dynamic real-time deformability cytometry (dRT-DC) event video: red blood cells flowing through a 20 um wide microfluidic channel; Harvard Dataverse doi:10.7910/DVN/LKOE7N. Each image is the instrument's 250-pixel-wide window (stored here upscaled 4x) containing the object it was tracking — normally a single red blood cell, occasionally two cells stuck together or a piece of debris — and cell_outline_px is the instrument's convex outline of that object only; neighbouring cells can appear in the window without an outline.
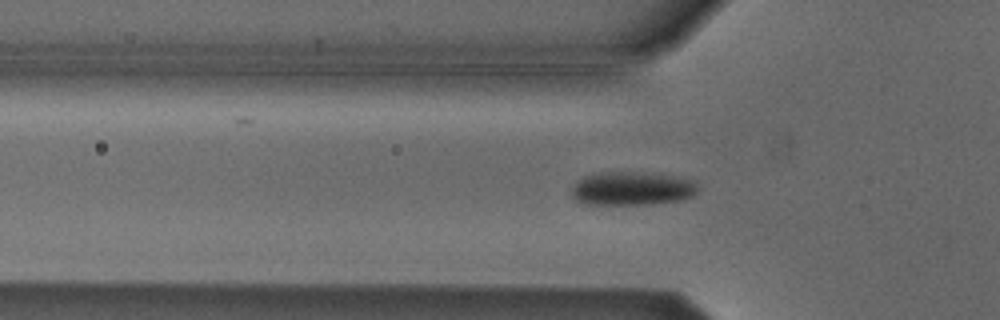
{"species": "Egyptian fruit bat (a non-hibernating species)", "species_latin": "Rousettus aegyptiacus", "temperature_condition": "cold", "stored_images_in_passage": 46, "camera_frame_rate_fps": 3000, "um_per_image_px": 0.085, "animal": {"sex": "male"}, "frame": {"image": 1, "passage_image": 16, "time_ms": 5.0, "image_size_px": [1000, 320], "cell_outline_px": [[700, 188], [692, 196], [680, 200], [652, 204], [584, 204], [576, 200], [572, 196], [572, 188], [584, 176], [600, 172], [632, 172], [676, 176], [696, 180]], "centroid_in_image_um": [53.77, 16.02], "position_along_channel_um": 72.0, "area_um2": 24.74}}
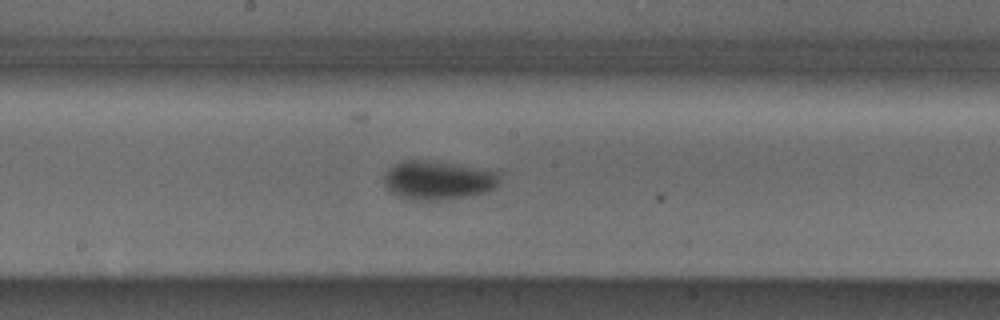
{"frame": {"image": 2, "passage_image": 27, "time_ms": 8.667, "image_size_px": [1000, 320], "cell_outline_px": [[500, 184], [488, 192], [464, 196], [436, 200], [412, 200], [396, 196], [388, 188], [384, 180], [384, 176], [388, 168], [404, 160], [432, 160], [496, 172], [500, 176]], "centroid_in_image_um": [37.21, 15.32], "position_along_channel_um": 211.0, "area_um2": 25.89}}
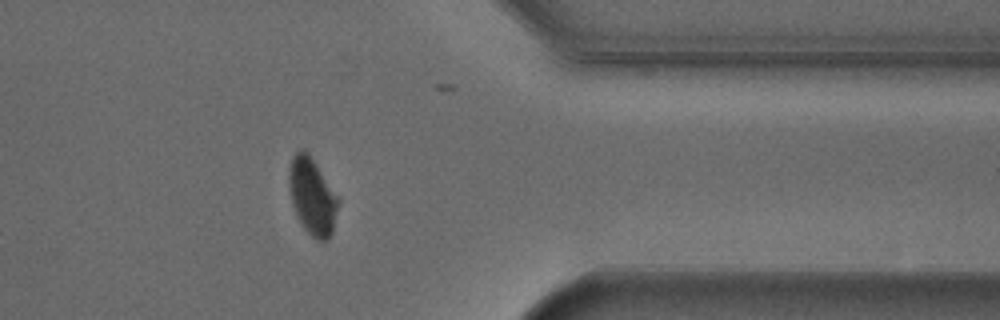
{"frame": {"image": 3, "passage_image": 42, "time_ms": 13.667, "image_size_px": [1000, 320], "cell_outline_px": [[340, 200], [332, 232], [328, 240], [316, 240], [304, 228], [296, 216], [292, 204], [288, 184], [288, 168], [292, 156], [296, 152], [304, 148], [308, 152]], "centroid_in_image_um": [26.52, 16.68], "position_along_channel_um": 384.9, "area_um2": 22.08}}